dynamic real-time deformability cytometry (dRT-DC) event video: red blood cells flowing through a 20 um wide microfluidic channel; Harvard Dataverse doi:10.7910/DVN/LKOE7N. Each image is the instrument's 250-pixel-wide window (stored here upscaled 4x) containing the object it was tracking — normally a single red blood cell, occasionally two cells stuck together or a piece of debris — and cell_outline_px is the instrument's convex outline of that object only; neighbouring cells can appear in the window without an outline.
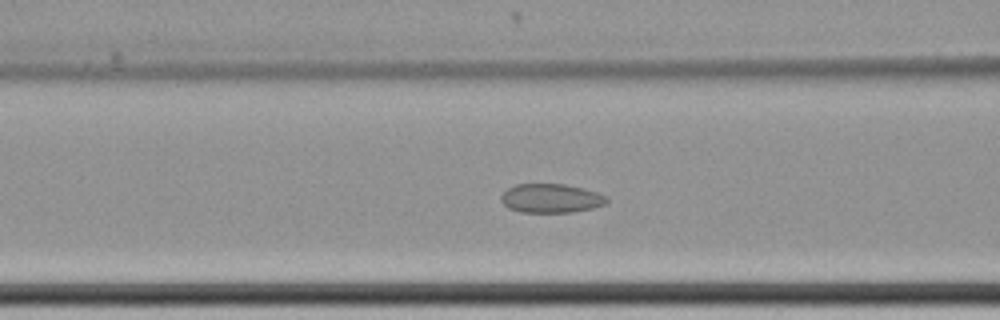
{"species": "common noctule bat (a hibernating species)", "species_latin": "Nyctalus noctula", "temperature_condition": "cold", "stored_images_in_passage": 63, "camera_frame_rate_fps": 3000, "um_per_image_px": 0.085, "animal": {"sex": "female", "body_mass_g": 22.7, "forearm_length_mm": 54.2}, "frame": {"image": 1, "passage_image": 31, "time_ms": 10.0, "image_size_px": [1000, 320], "cell_outline_px": [[608, 204], [592, 208], [572, 212], [520, 212], [508, 208], [500, 200], [500, 196], [508, 188], [516, 184], [564, 184], [584, 188], [608, 196]], "centroid_in_image_um": [46.85, 16.85], "position_along_channel_um": 119.7, "area_um2": 17.98}}
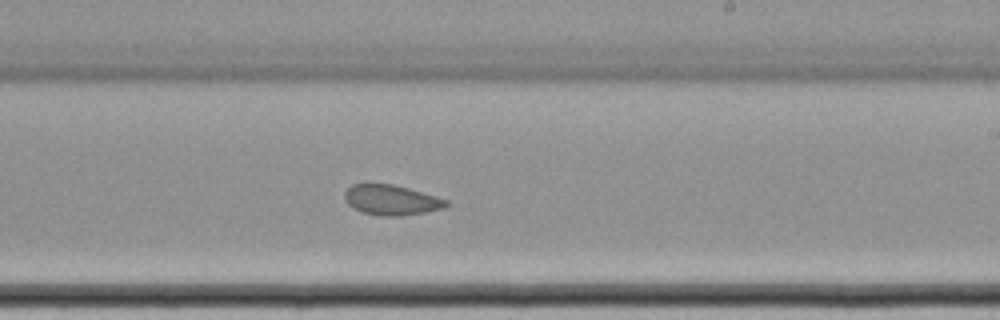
{"frame": {"image": 2, "passage_image": 43, "time_ms": 14.0, "image_size_px": [1000, 320], "cell_outline_px": [[448, 204], [444, 208], [424, 212], [400, 216], [380, 216], [364, 212], [352, 208], [348, 204], [344, 196], [344, 192], [352, 184], [392, 184], [408, 188], [436, 196], [448, 200]], "centroid_in_image_um": [33.25, 17.0], "position_along_channel_um": 255.7, "area_um2": 17.74}}
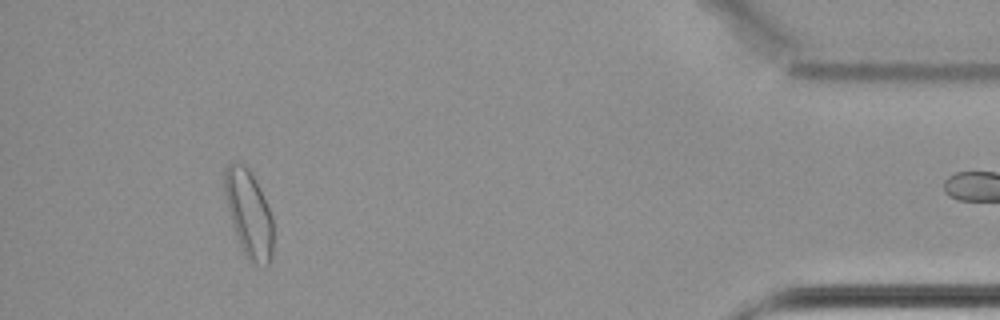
{"frame": {"image": 3, "passage_image": 62, "time_ms": 20.333, "image_size_px": [1000, 320], "cell_outline_px": [[272, 256], [268, 264], [264, 268], [248, 260], [236, 236], [232, 224], [224, 196], [224, 172], [228, 164], [236, 160], [244, 164], [248, 168], [272, 216]], "centroid_in_image_um": [21.12, 18.17], "position_along_channel_um": 414.1, "area_um2": 24.33}}